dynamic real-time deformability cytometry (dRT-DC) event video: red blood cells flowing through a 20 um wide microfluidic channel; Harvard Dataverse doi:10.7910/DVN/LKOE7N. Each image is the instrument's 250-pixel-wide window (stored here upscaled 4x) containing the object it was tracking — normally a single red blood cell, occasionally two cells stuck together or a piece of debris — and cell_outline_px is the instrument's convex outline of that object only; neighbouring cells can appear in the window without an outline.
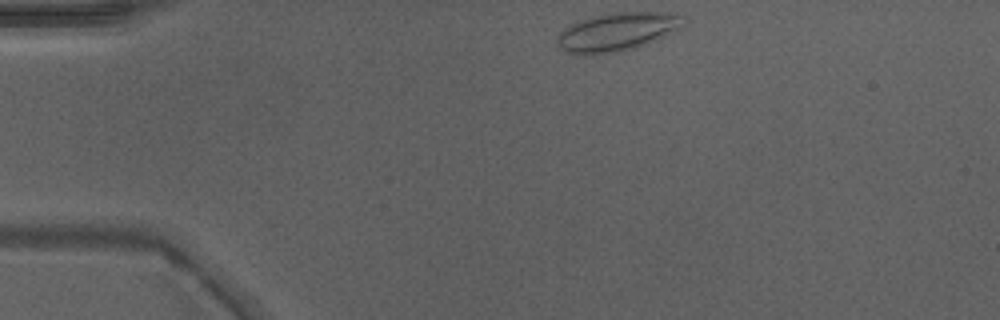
{"species": "Egyptian fruit bat (a non-hibernating species)", "species_latin": "Rousettus aegyptiacus", "temperature_condition": "warm", "stored_images_in_passage": 40, "camera_frame_rate_fps": 3000, "um_per_image_px": 0.085, "animal": {"sex": "male"}, "frame": {"image": 1, "passage_image": 1, "time_ms": 0.0, "image_size_px": [1000, 320], "cell_outline_px": [[684, 16], [664, 36], [636, 48], [616, 52], [592, 56], [584, 56], [568, 52], [560, 48], [556, 40], [556, 36], [564, 28], [580, 20], [592, 16], [612, 12], [668, 12]], "centroid_in_image_um": [52.3, 2.73], "position_along_channel_um": 32.7, "area_um2": 27.8}}
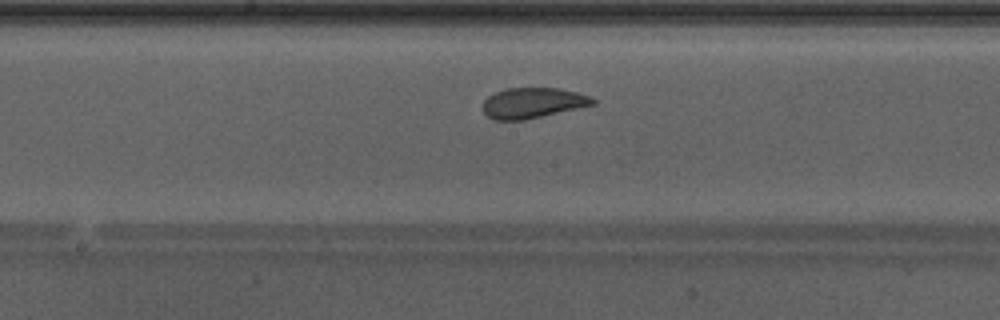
{"frame": {"image": 2, "passage_image": 17, "time_ms": 5.333, "image_size_px": [1000, 320], "cell_outline_px": [[596, 104], [524, 120], [496, 120], [488, 116], [484, 112], [484, 100], [488, 96], [504, 88], [560, 88], [592, 96], [596, 100]], "centroid_in_image_um": [45.31, 8.74], "position_along_channel_um": 202.9, "area_um2": 19.48}}
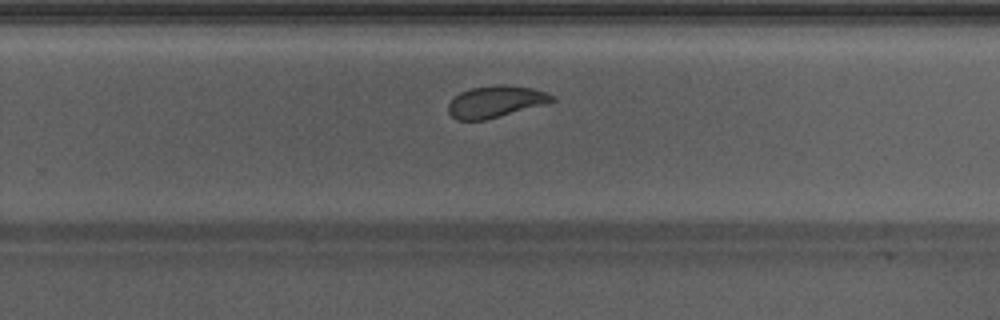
{"frame": {"image": 3, "passage_image": 23, "time_ms": 7.333, "image_size_px": [1000, 320], "cell_outline_px": [[556, 100], [544, 104], [484, 120], [456, 120], [448, 112], [448, 104], [460, 92], [472, 88], [492, 84], [504, 84], [532, 88], [556, 96]], "centroid_in_image_um": [42.12, 8.62], "position_along_channel_um": 287.7, "area_um2": 19.02}, "authors_computed_cell_mechanics": {"area_um2": 20.8369, "velocity_mm_per_s": 4.2527, "shape_relaxation_time_tau1_ms": 2.952, "shape_relaxation_time_tau2_ms": 0.766, "deformation_change_tau1": 0.1098, "deformation_change_tau2": 0.0821}}